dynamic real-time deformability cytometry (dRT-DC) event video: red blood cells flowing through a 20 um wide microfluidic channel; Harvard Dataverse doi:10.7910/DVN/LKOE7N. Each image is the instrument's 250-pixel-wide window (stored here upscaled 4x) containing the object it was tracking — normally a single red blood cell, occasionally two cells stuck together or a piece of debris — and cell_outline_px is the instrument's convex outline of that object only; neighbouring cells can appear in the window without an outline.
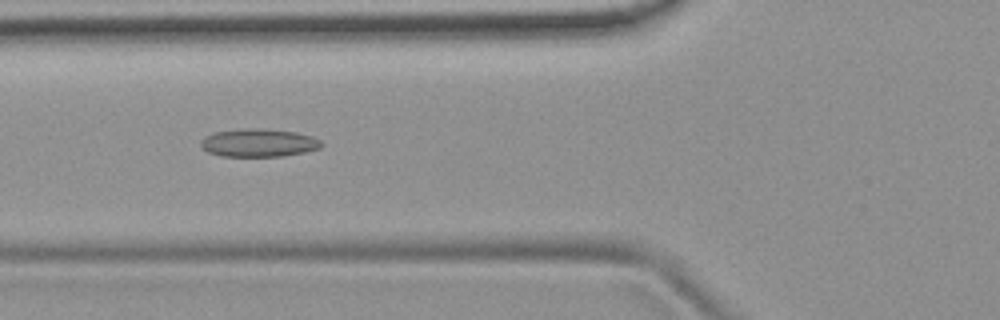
{"species": "common noctule bat (a hibernating species)", "species_latin": "Nyctalus noctula", "temperature_condition": "room temperature", "stored_images_in_passage": 51, "camera_frame_rate_fps": 3000, "um_per_image_px": 0.085, "animal": {"sex": "female", "body_mass_g": 19.9}, "frame": {"image": 1, "passage_image": 18, "time_ms": 5.667, "image_size_px": [1000, 320], "cell_outline_px": [[324, 144], [320, 148], [304, 152], [284, 156], [220, 156], [208, 152], [200, 144], [200, 140], [204, 136], [212, 132], [244, 128], [260, 128], [296, 132], [312, 136], [320, 140]], "centroid_in_image_um": [21.97, 12.13], "position_along_channel_um": 103.8, "area_um2": 19.88}}
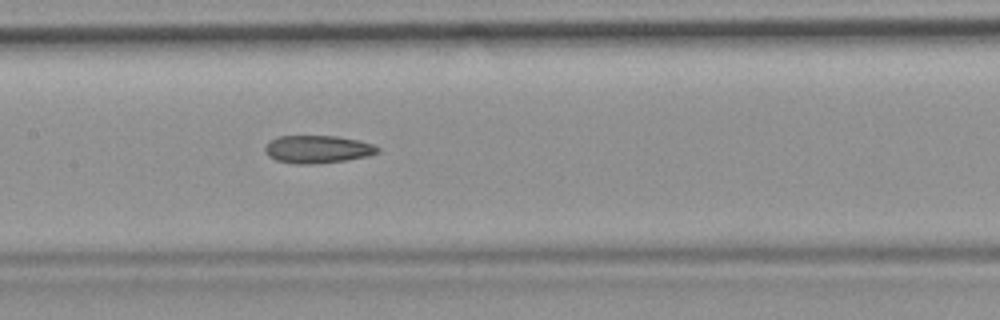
{"frame": {"image": 2, "passage_image": 24, "time_ms": 7.667, "image_size_px": [1000, 320], "cell_outline_px": [[380, 152], [368, 156], [344, 160], [316, 164], [296, 164], [276, 160], [268, 156], [264, 148], [268, 140], [280, 136], [336, 136], [360, 140], [372, 144], [380, 148]], "centroid_in_image_um": [26.99, 12.68], "position_along_channel_um": 180.4, "area_um2": 18.32}}
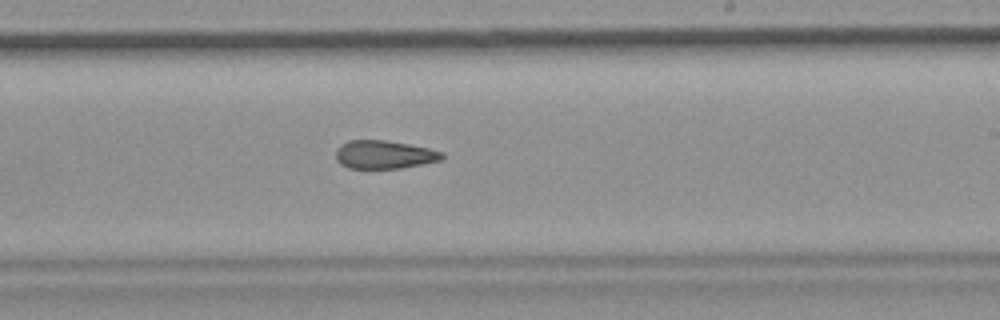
{"frame": {"image": 3, "passage_image": 30, "time_ms": 9.667, "image_size_px": [1000, 320], "cell_outline_px": [[444, 160], [400, 168], [348, 168], [340, 164], [336, 160], [336, 148], [340, 144], [348, 140], [384, 140], [408, 144], [428, 148], [444, 152]], "centroid_in_image_um": [32.65, 13.14], "position_along_channel_um": 256.3, "area_um2": 17.63}, "authors_computed_cell_mechanics": {"area_um2": 18.5538, "velocity_mm_per_s": 3.8162, "shape_relaxation_time_tau1_ms": null, "shape_relaxation_time_tau2_ms": 4.5376, "deformation_change_tau1": null, "deformation_change_tau2": 0.1302}}